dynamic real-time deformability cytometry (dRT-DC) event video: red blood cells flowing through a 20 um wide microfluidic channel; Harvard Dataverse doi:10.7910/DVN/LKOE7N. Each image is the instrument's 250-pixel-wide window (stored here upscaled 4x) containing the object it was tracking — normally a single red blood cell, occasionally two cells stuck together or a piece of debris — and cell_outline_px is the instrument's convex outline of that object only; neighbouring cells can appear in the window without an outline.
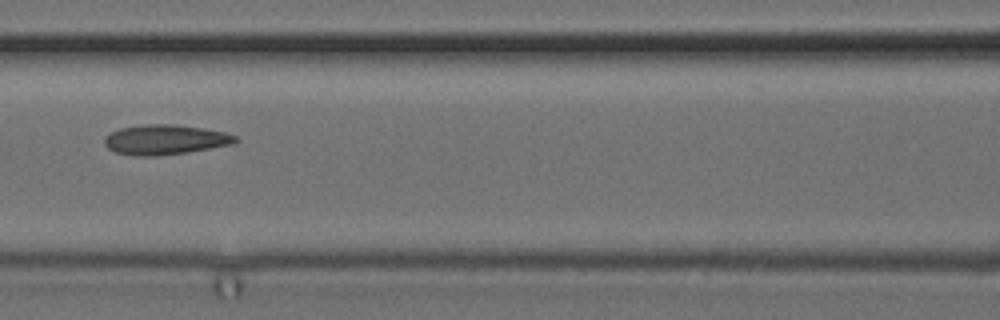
{"species": "common noctule bat (a hibernating species)", "species_latin": "Nyctalus noctula", "temperature_condition": "cold", "stored_images_in_passage": 5, "camera_frame_rate_fps": 3000, "um_per_image_px": 0.085, "animal": {"sex": "female", "body_mass_g": 24.6, "forearm_length_mm": 56.2}, "frame": {"image": 1, "passage_image": 5, "time_ms": 1.333, "image_size_px": [1000, 320], "cell_outline_px": [[240, 140], [236, 144], [188, 152], [160, 156], [132, 156], [116, 152], [108, 148], [104, 144], [104, 136], [120, 128], [148, 124], [176, 124], [224, 132], [236, 136]], "centroid_in_image_um": [14.05, 11.88], "position_along_channel_um": 152.5, "area_um2": 23.0}}